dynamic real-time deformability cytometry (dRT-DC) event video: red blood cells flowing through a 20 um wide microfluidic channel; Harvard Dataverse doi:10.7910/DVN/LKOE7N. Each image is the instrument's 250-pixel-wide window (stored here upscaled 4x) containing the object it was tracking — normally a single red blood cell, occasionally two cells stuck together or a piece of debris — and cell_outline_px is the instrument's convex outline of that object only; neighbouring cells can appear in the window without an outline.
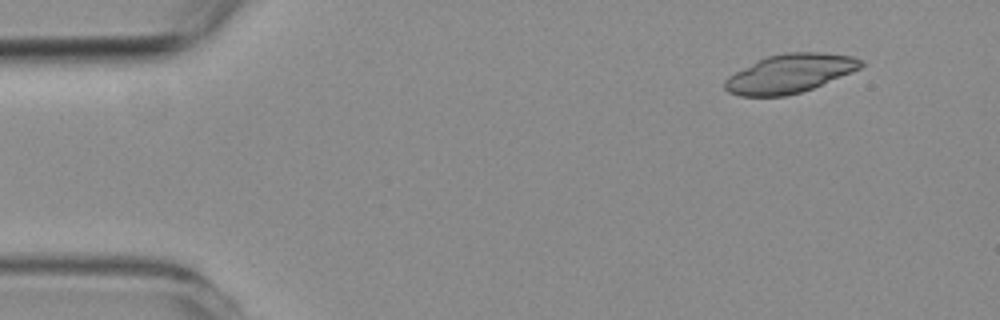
{"species": "common noctule bat (a hibernating species)", "species_latin": "Nyctalus noctula", "temperature_condition": "room temperature", "stored_images_in_passage": 16, "camera_frame_rate_fps": 3000, "um_per_image_px": 0.085, "animal": {"sex": "female", "body_mass_g": 19.3, "forearm_length_mm": 54.1}, "frame": {"image": 1, "passage_image": 1, "time_ms": 0.0, "image_size_px": [1000, 320], "cell_outline_px": [[864, 64], [860, 68], [852, 72], [812, 88], [800, 92], [784, 96], [740, 96], [728, 92], [724, 88], [724, 80], [728, 76], [768, 56], [788, 52], [820, 52], [852, 56], [864, 60]], "centroid_in_image_um": [67.15, 6.25], "position_along_channel_um": 17.8, "area_um2": 30.35}}